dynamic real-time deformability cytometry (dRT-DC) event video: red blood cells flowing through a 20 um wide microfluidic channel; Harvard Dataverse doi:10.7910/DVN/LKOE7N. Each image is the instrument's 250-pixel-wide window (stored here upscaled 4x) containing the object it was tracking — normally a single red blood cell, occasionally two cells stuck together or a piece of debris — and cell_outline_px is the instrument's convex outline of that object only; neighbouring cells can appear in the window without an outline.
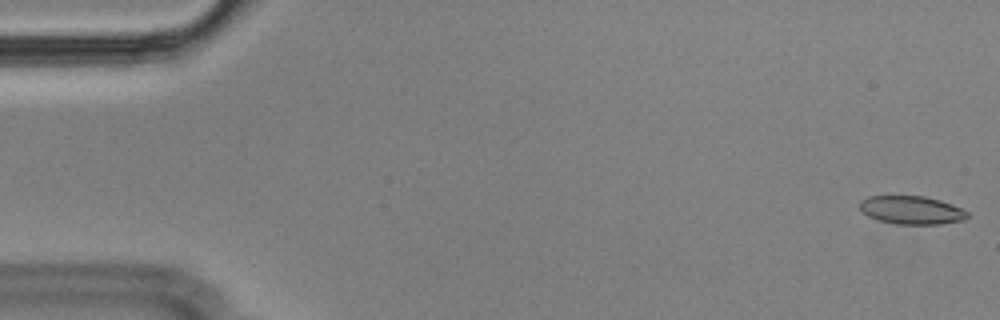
{"species": "Egyptian fruit bat (a non-hibernating species)", "species_latin": "Rousettus aegyptiacus", "temperature_condition": "cold", "stored_images_in_passage": 55, "segment_of_instrument_passage": [1, 2], "camera_frame_rate_fps": 3000, "um_per_image_px": 0.085, "animal": {"sex": "male"}, "frame": {"image": 1, "passage_image": 1, "time_ms": 0.0, "image_size_px": [1000, 320], "cell_outline_px": [[968, 216], [964, 220], [940, 224], [896, 224], [880, 220], [868, 216], [860, 208], [860, 200], [868, 196], [924, 196], [940, 200], [952, 204], [968, 212]], "centroid_in_image_um": [77.49, 17.85], "position_along_channel_um": 7.5, "area_um2": 17.63}}
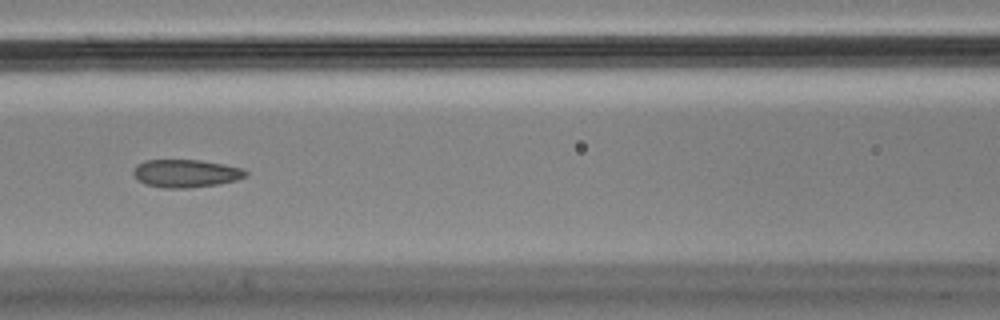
{"frame": {"image": 2, "passage_image": 24, "time_ms": 7.667, "image_size_px": [1000, 320], "cell_outline_px": [[248, 172], [244, 176], [236, 180], [216, 184], [188, 188], [164, 188], [144, 184], [132, 172], [136, 164], [144, 160], [200, 160], [224, 164], [240, 168]], "centroid_in_image_um": [15.75, 14.73], "position_along_channel_um": 150.8, "area_um2": 18.09}}
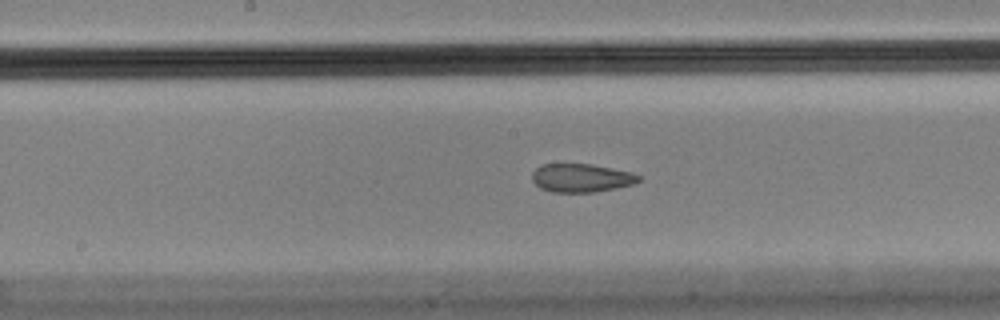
{"frame": {"image": 3, "passage_image": 28, "time_ms": 9.0, "image_size_px": [1000, 320], "cell_outline_px": [[640, 180], [636, 184], [596, 192], [552, 192], [540, 188], [532, 180], [532, 172], [540, 164], [588, 164], [632, 172], [640, 176]], "centroid_in_image_um": [49.41, 15.13], "position_along_channel_um": 198.8, "area_um2": 17.69}}